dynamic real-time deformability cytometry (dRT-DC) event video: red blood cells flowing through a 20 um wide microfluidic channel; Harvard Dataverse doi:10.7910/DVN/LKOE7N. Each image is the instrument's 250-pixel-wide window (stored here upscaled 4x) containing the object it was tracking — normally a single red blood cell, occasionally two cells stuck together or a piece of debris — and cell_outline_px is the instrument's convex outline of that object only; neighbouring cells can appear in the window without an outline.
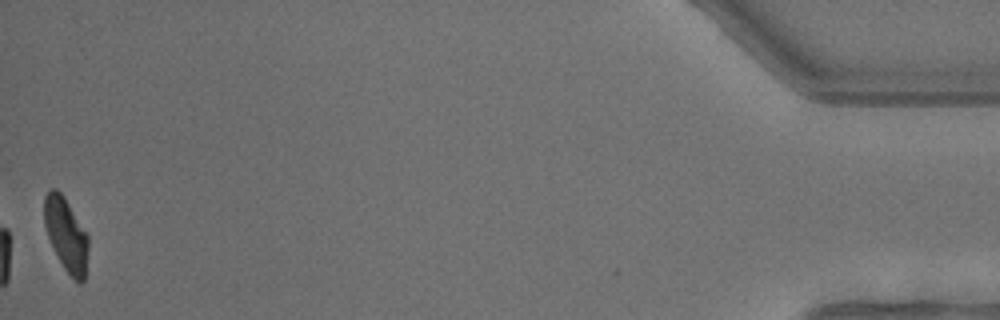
{"species": "common noctule bat (a hibernating species)", "species_latin": "Nyctalus noctula", "temperature_condition": "warm", "stored_images_in_passage": 44, "camera_frame_rate_fps": 3000, "um_per_image_px": 0.085, "animal": {"sex": "male", "body_mass_g": 13.3}, "frame": {"image": 1, "passage_image": 44, "time_ms": 14.333, "image_size_px": [1000, 320], "cell_outline_px": [[88, 248], [84, 280], [80, 284], [64, 268], [48, 236], [44, 224], [44, 196], [52, 188], [56, 188], [64, 196], [88, 236]], "centroid_in_image_um": [5.61, 19.9], "position_along_channel_um": 429.6, "area_um2": 18.38}, "authors_computed_cell_mechanics": {"area_um2": 21.1837, "velocity_mm_per_s": 4.6715, "shape_relaxation_time_tau1_ms": 2.8831, "shape_relaxation_time_tau2_ms": 3.737, "deformation_change_tau1": 0.1486, "deformation_change_tau2": 0.0953}}